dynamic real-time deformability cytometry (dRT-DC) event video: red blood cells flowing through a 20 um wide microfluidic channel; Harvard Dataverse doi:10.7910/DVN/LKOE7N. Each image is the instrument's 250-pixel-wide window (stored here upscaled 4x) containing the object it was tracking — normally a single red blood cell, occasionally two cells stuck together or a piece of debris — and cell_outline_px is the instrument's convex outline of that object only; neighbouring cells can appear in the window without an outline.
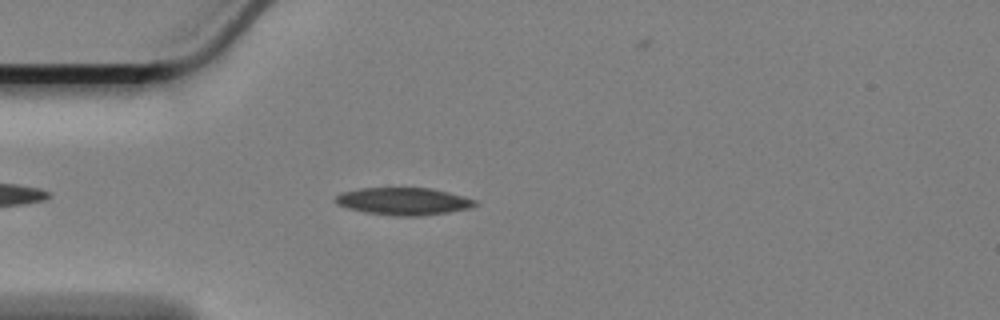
{"species": "Egyptian fruit bat (a non-hibernating species)", "species_latin": "Rousettus aegyptiacus", "temperature_condition": "cold", "stored_images_in_passage": 26, "camera_frame_rate_fps": 3000, "um_per_image_px": 0.085, "animal": {"sex": "female"}, "frame": {"image": 1, "passage_image": 6, "time_ms": 1.667, "image_size_px": [1000, 320], "cell_outline_px": [[480, 204], [468, 208], [448, 212], [420, 216], [396, 216], [364, 212], [348, 208], [336, 204], [332, 200], [340, 192], [360, 188], [432, 188], [464, 196], [476, 200]], "centroid_in_image_um": [34.27, 17.11], "position_along_channel_um": 50.7, "area_um2": 22.43}}
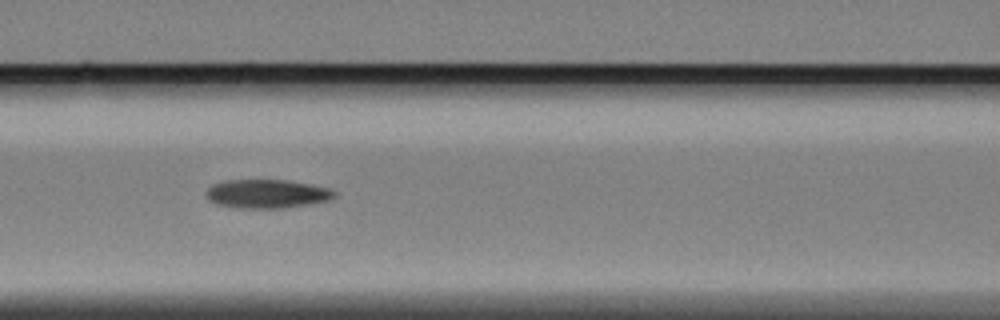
{"frame": {"image": 2, "passage_image": 15, "time_ms": 4.667, "image_size_px": [1000, 320], "cell_outline_px": [[336, 196], [332, 200], [312, 204], [284, 208], [240, 208], [216, 204], [208, 200], [204, 192], [212, 184], [228, 180], [284, 180], [308, 184], [328, 188], [336, 192]], "centroid_in_image_um": [22.69, 16.48], "position_along_channel_um": 143.9, "area_um2": 21.62}}
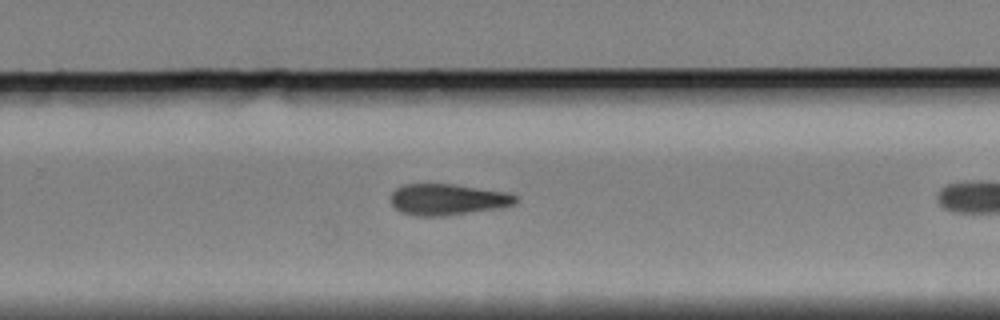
{"frame": {"image": 3, "passage_image": 24, "time_ms": 7.667, "image_size_px": [1000, 320], "cell_outline_px": [[520, 200], [516, 204], [500, 208], [444, 216], [416, 216], [400, 212], [392, 204], [392, 192], [396, 188], [404, 184], [452, 184], [508, 192], [520, 196]], "centroid_in_image_um": [38.11, 16.96], "position_along_channel_um": 291.7, "area_um2": 22.95}}